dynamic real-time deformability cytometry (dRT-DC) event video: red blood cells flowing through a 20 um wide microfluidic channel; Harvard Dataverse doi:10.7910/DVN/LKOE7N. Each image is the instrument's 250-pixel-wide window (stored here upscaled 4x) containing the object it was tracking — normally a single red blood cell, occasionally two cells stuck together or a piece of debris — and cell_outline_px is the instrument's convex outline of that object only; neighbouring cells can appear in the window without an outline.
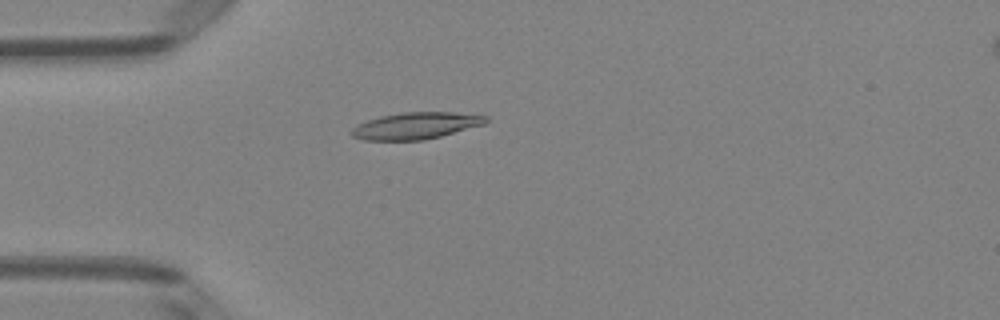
{"species": "Egyptian fruit bat (a non-hibernating species)", "species_latin": "Rousettus aegyptiacus", "temperature_condition": "room temperature", "stored_images_in_passage": 50, "camera_frame_rate_fps": 3000, "um_per_image_px": 0.085, "animal": {"sex": "female"}, "frame": {"image": 1, "passage_image": 14, "time_ms": 4.333, "image_size_px": [1000, 320], "cell_outline_px": [[488, 120], [484, 124], [440, 136], [424, 140], [364, 140], [352, 136], [348, 132], [356, 124], [380, 116], [404, 112], [456, 112], [488, 116]], "centroid_in_image_um": [35.31, 10.68], "position_along_channel_um": 49.7, "area_um2": 20.92}}
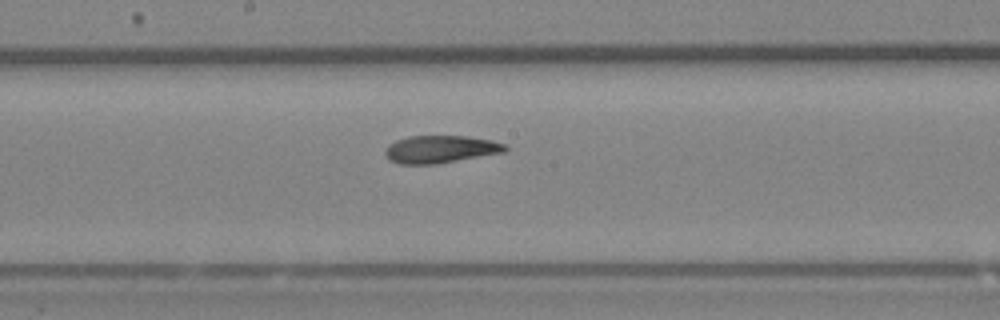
{"frame": {"image": 2, "passage_image": 27, "time_ms": 8.667, "image_size_px": [1000, 320], "cell_outline_px": [[508, 148], [504, 152], [436, 164], [400, 164], [388, 160], [384, 156], [384, 152], [388, 144], [396, 140], [408, 136], [468, 136], [492, 140], [504, 144]], "centroid_in_image_um": [37.39, 12.68], "position_along_channel_um": 210.8, "area_um2": 19.36}}
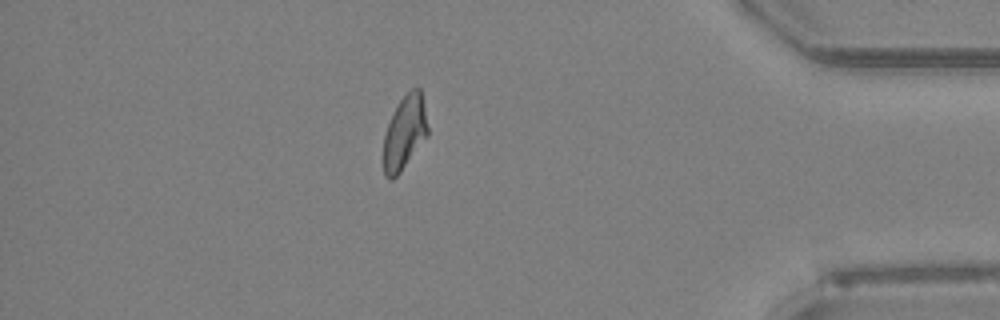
{"frame": {"image": 3, "passage_image": 44, "time_ms": 14.333, "image_size_px": [1000, 320], "cell_outline_px": [[428, 136], [400, 172], [392, 180], [388, 180], [384, 176], [384, 136], [388, 124], [400, 100], [412, 88], [420, 88], [428, 128]], "centroid_in_image_um": [34.39, 11.31], "position_along_channel_um": 400.8, "area_um2": 18.73}, "authors_computed_cell_mechanics": {"area_um2": 20.1722, "velocity_mm_per_s": 4.0168, "shape_relaxation_time_tau1_ms": 10.2062, "shape_relaxation_time_tau2_ms": 3.0263, "deformation_change_tau1": 0.2594, "deformation_change_tau2": 0.1008}}